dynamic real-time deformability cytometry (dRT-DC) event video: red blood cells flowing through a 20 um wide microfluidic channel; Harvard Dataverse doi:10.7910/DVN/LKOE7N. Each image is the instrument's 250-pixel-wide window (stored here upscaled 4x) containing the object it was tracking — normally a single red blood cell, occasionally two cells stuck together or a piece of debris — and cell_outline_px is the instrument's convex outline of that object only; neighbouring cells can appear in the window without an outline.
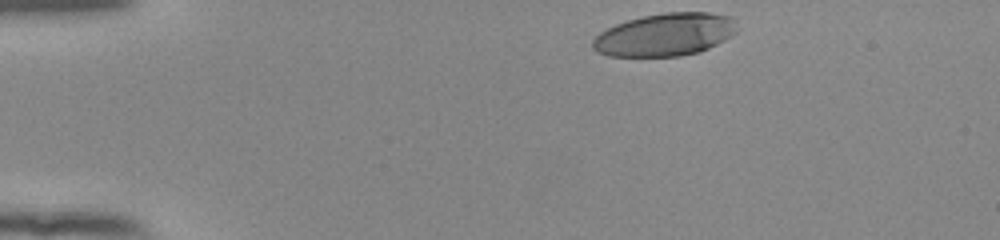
{"species": "human", "species_latin": "Homo sapiens", "temperature_condition": "room temperature", "stored_images_in_passage": 37, "camera_frame_rate_fps": 3000, "um_per_image_px": 0.085, "donor": {"sex": "female"}, "frame": {"image": 1, "passage_image": 1, "time_ms": 0.0, "image_size_px": [1000, 240], "cell_outline_px": [[736, 32], [724, 40], [700, 52], [680, 56], [608, 56], [596, 52], [592, 48], [592, 40], [600, 32], [616, 24], [628, 20], [644, 16], [664, 12], [708, 12], [732, 16], [736, 28]], "centroid_in_image_um": [56.51, 2.94], "position_along_channel_um": 28.5, "area_um2": 35.95}}
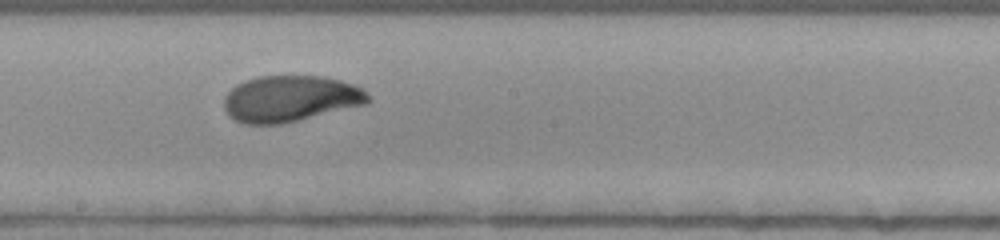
{"frame": {"image": 2, "passage_image": 22, "time_ms": 7.0, "image_size_px": [1000, 240], "cell_outline_px": [[372, 100], [368, 104], [280, 124], [244, 124], [228, 116], [224, 108], [224, 96], [236, 84], [244, 80], [260, 76], [324, 76], [356, 84], [364, 88], [372, 96]], "centroid_in_image_um": [24.73, 8.38], "position_along_channel_um": 223.5, "area_um2": 39.3}}
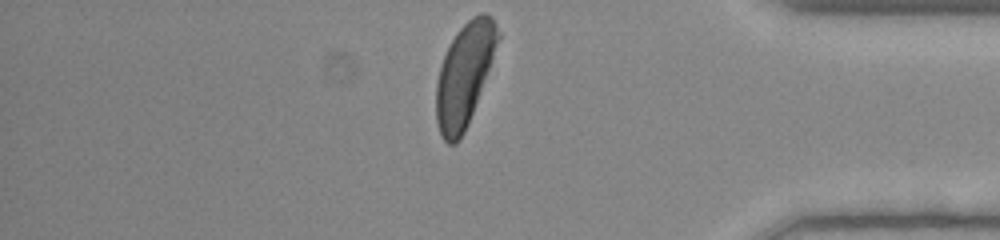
{"frame": {"image": 3, "passage_image": 37, "time_ms": 12.0, "image_size_px": [1000, 240], "cell_outline_px": [[500, 36], [492, 60], [472, 112], [464, 132], [460, 140], [456, 144], [448, 144], [444, 140], [440, 132], [436, 120], [436, 84], [440, 64], [456, 32], [472, 16], [480, 12], [484, 12], [492, 16], [500, 32]], "centroid_in_image_um": [39.47, 6.32], "position_along_channel_um": 395.7, "area_um2": 36.47}, "authors_computed_cell_mechanics": {"area_um2": 38.8994, "velocity_mm_per_s": 3.899, "shape_relaxation_time_tau1_ms": 4.5056, "shape_relaxation_time_tau2_ms": 1.0968, "deformation_change_tau1": 0.2118, "deformation_change_tau2": 0.049}}